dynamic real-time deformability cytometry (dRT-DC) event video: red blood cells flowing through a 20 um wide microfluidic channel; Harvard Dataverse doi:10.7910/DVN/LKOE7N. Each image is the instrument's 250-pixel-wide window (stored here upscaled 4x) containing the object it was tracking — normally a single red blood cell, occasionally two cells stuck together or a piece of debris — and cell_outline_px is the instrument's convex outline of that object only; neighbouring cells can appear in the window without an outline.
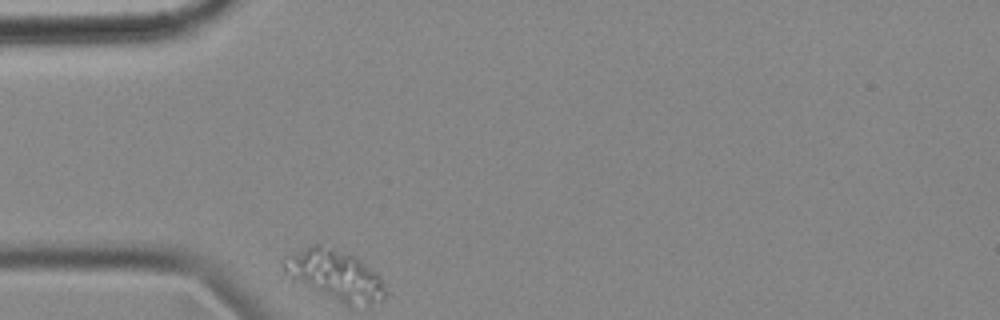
{"species": "common noctule bat (a hibernating species)", "species_latin": "Nyctalus noctula", "temperature_condition": "cold", "stored_images_in_passage": 35, "camera_frame_rate_fps": 3000, "um_per_image_px": 0.085, "animal": {"sex": "female", "body_mass_g": 18.4}, "frame": {"image": 1, "passage_image": 1, "time_ms": 0.0, "image_size_px": [1000, 320], "cell_outline_px": [[388, 292], [380, 300], [372, 304], [348, 304], [292, 280], [284, 272], [284, 256], [288, 252], [312, 244], [320, 244], [356, 256], [376, 272], [384, 284]], "centroid_in_image_um": [28.45, 23.32], "position_along_channel_um": 56.5, "area_um2": 29.36}}
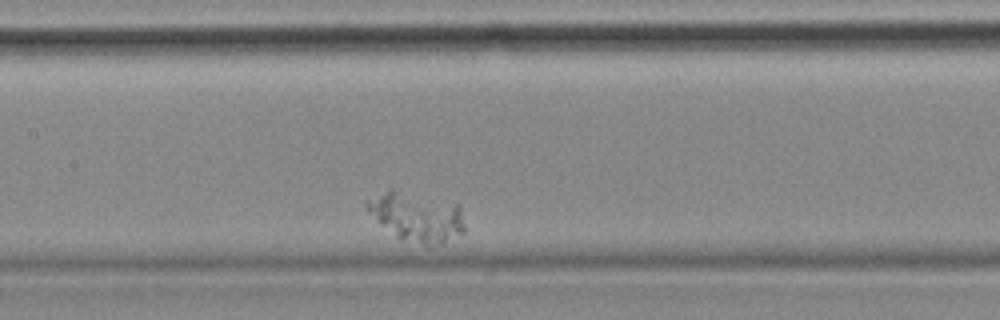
{"frame": {"image": 2, "passage_image": 15, "time_ms": 4.667, "image_size_px": [1000, 320], "cell_outline_px": [[464, 232], [444, 244], [428, 248], [400, 240], [380, 224], [364, 208], [364, 200], [388, 188], [392, 188], [460, 204], [464, 224]], "centroid_in_image_um": [35.4, 18.45], "position_along_channel_um": 172.0, "area_um2": 29.13}}
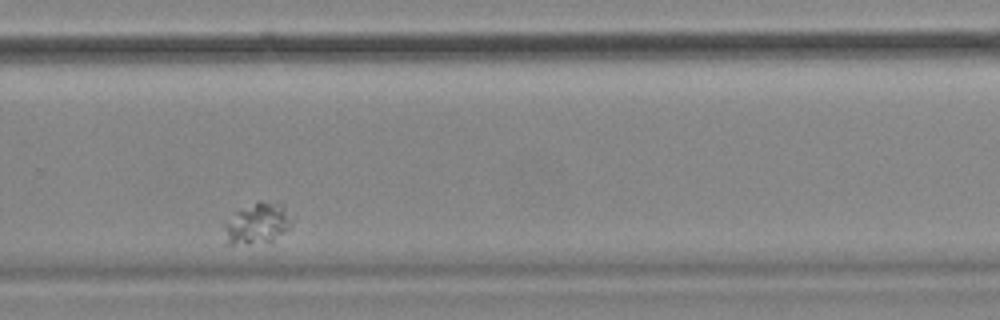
{"frame": {"image": 3, "passage_image": 29, "time_ms": 9.333, "image_size_px": [1000, 320], "cell_outline_px": [[292, 228], [268, 244], [224, 244], [224, 224], [236, 212], [256, 200], [260, 200], [284, 204], [292, 220]], "centroid_in_image_um": [21.9, 19.02], "position_along_channel_um": 307.9, "area_um2": 16.76}}